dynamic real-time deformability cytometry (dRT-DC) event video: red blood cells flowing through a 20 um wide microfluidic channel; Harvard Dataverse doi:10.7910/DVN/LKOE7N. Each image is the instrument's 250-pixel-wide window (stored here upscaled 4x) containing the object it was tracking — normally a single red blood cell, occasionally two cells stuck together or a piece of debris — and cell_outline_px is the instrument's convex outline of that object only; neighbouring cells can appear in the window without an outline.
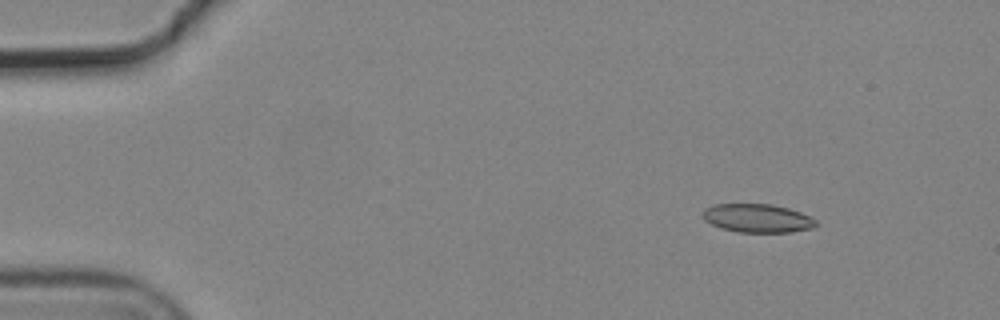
{"species": "common noctule bat (a hibernating species)", "species_latin": "Nyctalus noctula", "temperature_condition": "cold", "stored_images_in_passage": 5, "camera_frame_rate_fps": 3000, "um_per_image_px": 0.085, "animal": {"sex": "male", "body_mass_g": 19.2, "forearm_length_mm": 51.8}, "frame": {"image": 1, "passage_image": 2, "time_ms": 0.333, "image_size_px": [1000, 320], "cell_outline_px": [[820, 224], [816, 228], [792, 232], [736, 232], [720, 228], [704, 220], [704, 208], [716, 204], [772, 204], [788, 208], [800, 212], [816, 220]], "centroid_in_image_um": [64.43, 18.56], "position_along_channel_um": 20.6, "area_um2": 18.96}}